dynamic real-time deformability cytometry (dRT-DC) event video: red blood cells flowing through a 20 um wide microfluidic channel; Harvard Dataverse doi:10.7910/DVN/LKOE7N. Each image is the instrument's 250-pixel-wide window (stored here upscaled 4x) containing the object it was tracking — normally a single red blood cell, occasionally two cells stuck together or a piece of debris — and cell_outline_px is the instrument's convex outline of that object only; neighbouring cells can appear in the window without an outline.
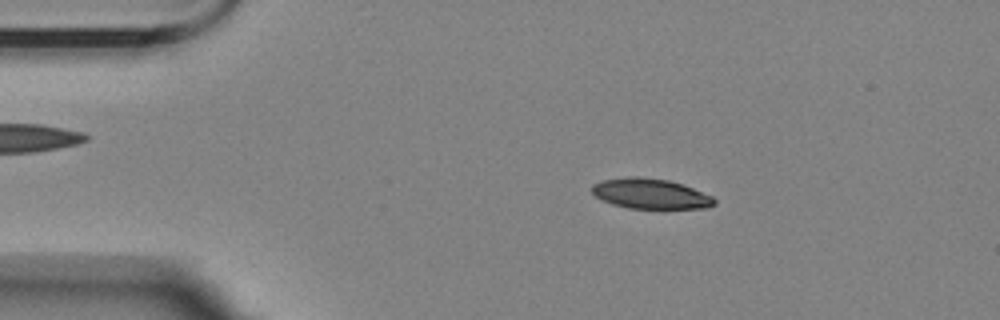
{"species": "Egyptian fruit bat (a non-hibernating species)", "species_latin": "Rousettus aegyptiacus", "temperature_condition": "room temperature", "stored_images_in_passage": 51, "camera_frame_rate_fps": 3000, "um_per_image_px": 0.085, "animal": {"sex": "female"}, "frame": {"image": 1, "passage_image": 4, "time_ms": 1.0, "image_size_px": [1000, 320], "cell_outline_px": [[716, 204], [708, 208], [628, 208], [612, 204], [596, 196], [592, 192], [592, 184], [600, 180], [628, 176], [640, 176], [668, 180], [684, 184], [712, 196], [716, 200]], "centroid_in_image_um": [55.3, 16.45], "position_along_channel_um": 29.7, "area_um2": 21.68}}
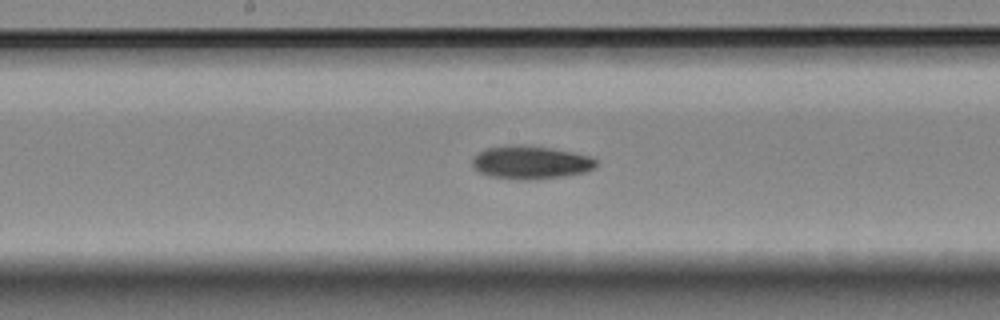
{"frame": {"image": 2, "passage_image": 23, "time_ms": 7.333, "image_size_px": [1000, 320], "cell_outline_px": [[596, 168], [584, 172], [568, 176], [524, 180], [508, 180], [488, 176], [472, 168], [472, 160], [480, 152], [488, 148], [548, 148], [572, 152], [588, 156], [596, 160]], "centroid_in_image_um": [45.12, 13.88], "position_along_channel_um": 203.1, "area_um2": 23.06}}
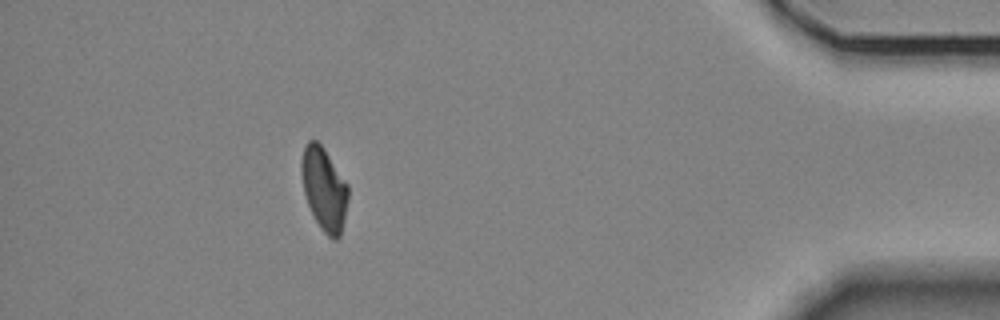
{"frame": {"image": 3, "passage_image": 45, "time_ms": 14.667, "image_size_px": [1000, 320], "cell_outline_px": [[348, 196], [344, 220], [340, 236], [336, 240], [332, 240], [320, 228], [308, 204], [304, 192], [300, 172], [300, 164], [304, 148], [308, 140], [316, 140], [324, 148], [348, 184]], "centroid_in_image_um": [27.54, 16.05], "position_along_channel_um": 407.7, "area_um2": 22.54}}